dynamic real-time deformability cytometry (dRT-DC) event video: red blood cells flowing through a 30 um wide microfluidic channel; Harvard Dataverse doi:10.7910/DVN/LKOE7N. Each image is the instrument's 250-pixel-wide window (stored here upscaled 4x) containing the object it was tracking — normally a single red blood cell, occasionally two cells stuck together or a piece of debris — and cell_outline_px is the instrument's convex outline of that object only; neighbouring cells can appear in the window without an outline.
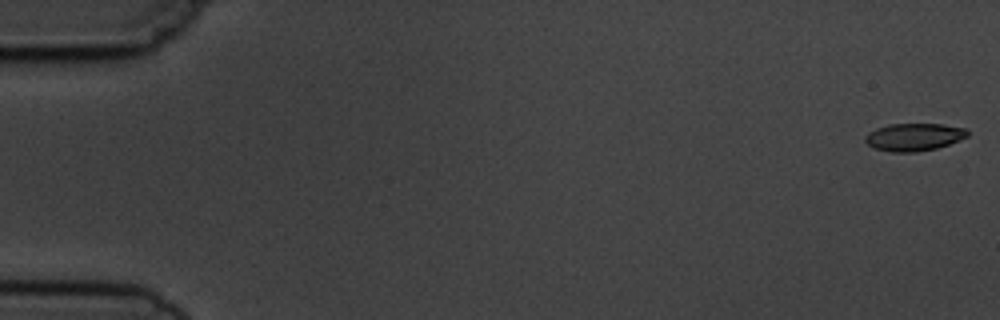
{"species": "common noctule bat (a hibernating species)", "species_latin": "Nyctalus noctula", "temperature_condition": "cold", "stored_images_in_passage": 5, "camera_frame_rate_fps": 3000, "um_per_image_px": 0.085, "animal": {"sex": "male", "body_mass_g": 19.5, "forearm_length_mm": 54.6}, "frame": {"image": 1, "passage_image": 1, "time_ms": 0.0, "image_size_px": [1000, 320], "cell_outline_px": [[968, 136], [948, 144], [936, 148], [916, 152], [892, 152], [876, 148], [868, 144], [864, 140], [864, 136], [868, 132], [876, 128], [888, 124], [944, 124], [968, 128]], "centroid_in_image_um": [77.69, 11.63], "position_along_channel_um": 7.3, "area_um2": 16.47}}
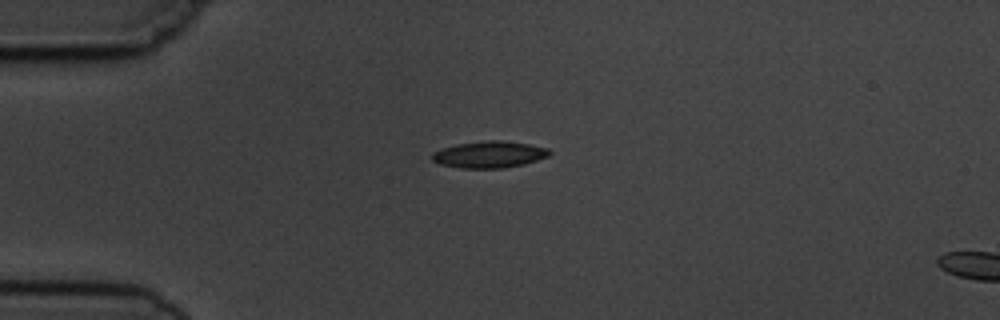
{"frame": {"image": 2, "passage_image": 4, "time_ms": 4.333, "image_size_px": [1000, 320], "cell_outline_px": [[552, 152], [548, 156], [524, 164], [500, 168], [460, 168], [440, 164], [432, 160], [432, 152], [456, 144], [488, 140], [504, 140], [528, 144], [548, 148]], "centroid_in_image_um": [41.59, 13.13], "position_along_channel_um": 43.4, "area_um2": 18.15}}